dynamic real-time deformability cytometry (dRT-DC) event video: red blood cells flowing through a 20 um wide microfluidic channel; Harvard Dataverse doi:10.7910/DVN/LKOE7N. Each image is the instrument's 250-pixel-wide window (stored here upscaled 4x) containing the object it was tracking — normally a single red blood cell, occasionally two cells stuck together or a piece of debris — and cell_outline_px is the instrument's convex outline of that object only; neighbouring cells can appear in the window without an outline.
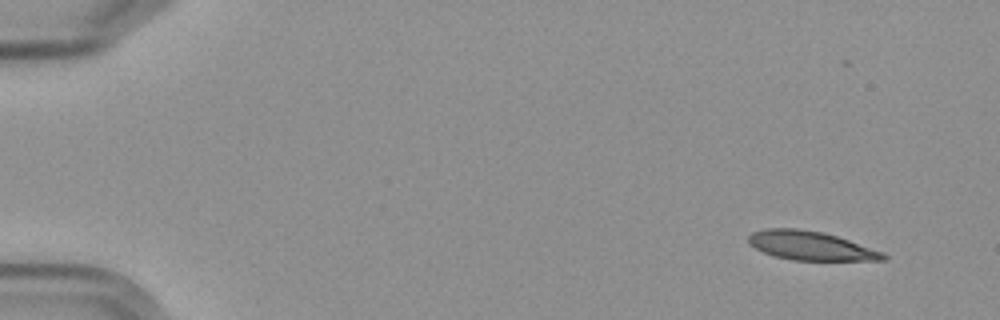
{"species": "Egyptian fruit bat (a non-hibernating species)", "species_latin": "Rousettus aegyptiacus", "temperature_condition": "cold", "stored_images_in_passage": 9, "camera_frame_rate_fps": 3000, "um_per_image_px": 0.085, "frame": {"image": 1, "passage_image": 1, "time_ms": 0.0, "image_size_px": [1000, 320], "cell_outline_px": [[888, 260], [792, 260], [776, 256], [764, 252], [748, 244], [748, 236], [752, 232], [764, 228], [796, 228], [824, 232], [884, 252], [888, 256]], "centroid_in_image_um": [68.9, 20.88], "position_along_channel_um": 16.1, "area_um2": 22.66}}
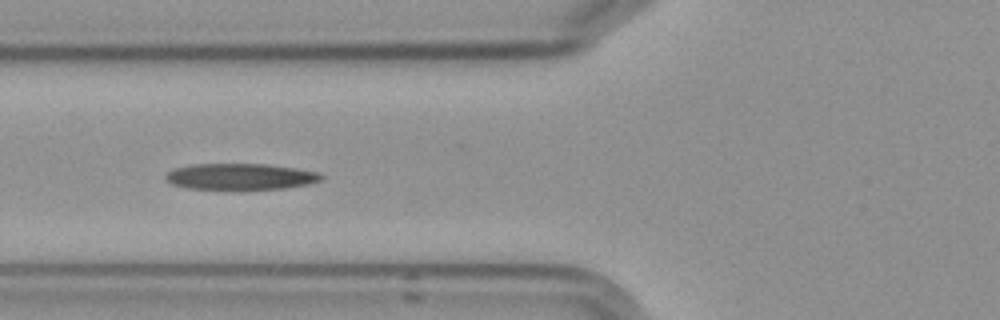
{"frame": {"image": 2, "passage_image": 6, "time_ms": 6.0, "image_size_px": [1000, 320], "cell_outline_px": [[324, 176], [320, 180], [308, 184], [284, 188], [244, 192], [184, 188], [172, 184], [164, 180], [164, 176], [168, 172], [176, 168], [188, 164], [264, 164], [296, 168], [320, 172]], "centroid_in_image_um": [20.4, 15.05], "position_along_channel_um": 105.4, "area_um2": 24.91}}
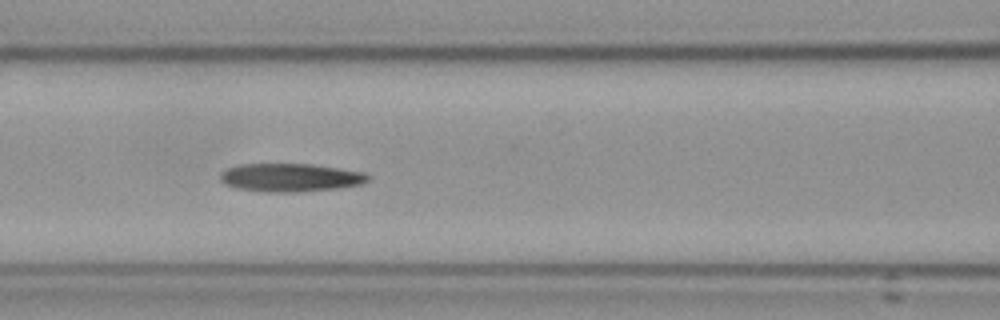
{"frame": {"image": 3, "passage_image": 7, "time_ms": 7.0, "image_size_px": [1000, 320], "cell_outline_px": [[372, 176], [368, 180], [360, 184], [340, 188], [300, 192], [268, 192], [236, 188], [224, 184], [220, 180], [220, 172], [228, 168], [240, 164], [312, 164], [340, 168], [364, 172]], "centroid_in_image_um": [24.69, 15.09], "position_along_channel_um": 141.9, "area_um2": 24.51}}